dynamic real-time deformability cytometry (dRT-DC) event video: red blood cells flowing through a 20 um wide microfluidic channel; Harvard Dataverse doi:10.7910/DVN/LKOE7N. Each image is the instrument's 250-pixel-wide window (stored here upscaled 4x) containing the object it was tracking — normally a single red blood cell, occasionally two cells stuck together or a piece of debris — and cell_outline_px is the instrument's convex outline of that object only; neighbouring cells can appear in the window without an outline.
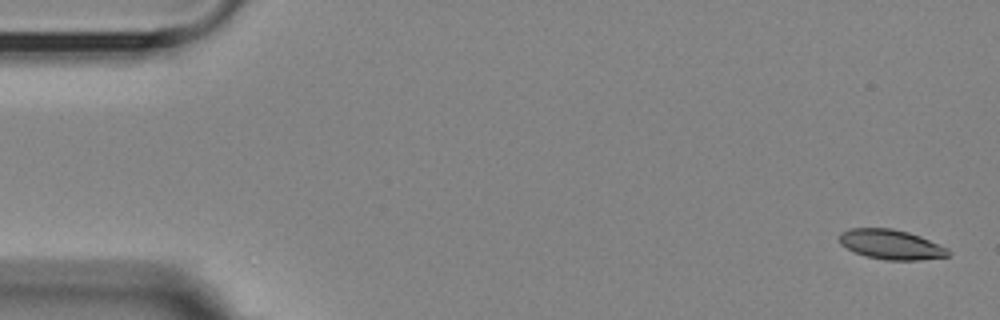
{"species": "Egyptian fruit bat (a non-hibernating species)", "species_latin": "Rousettus aegyptiacus", "temperature_condition": "room temperature", "stored_images_in_passage": 5, "camera_frame_rate_fps": 3000, "um_per_image_px": 0.085, "animal": {"sex": "female"}, "frame": {"image": 1, "passage_image": 1, "time_ms": 0.0, "image_size_px": [1000, 320], "cell_outline_px": [[952, 252], [948, 256], [920, 260], [884, 260], [868, 256], [856, 252], [840, 244], [840, 232], [848, 228], [892, 228], [908, 232], [920, 236], [948, 248]], "centroid_in_image_um": [75.76, 20.77], "position_along_channel_um": 9.2, "area_um2": 18.84}}